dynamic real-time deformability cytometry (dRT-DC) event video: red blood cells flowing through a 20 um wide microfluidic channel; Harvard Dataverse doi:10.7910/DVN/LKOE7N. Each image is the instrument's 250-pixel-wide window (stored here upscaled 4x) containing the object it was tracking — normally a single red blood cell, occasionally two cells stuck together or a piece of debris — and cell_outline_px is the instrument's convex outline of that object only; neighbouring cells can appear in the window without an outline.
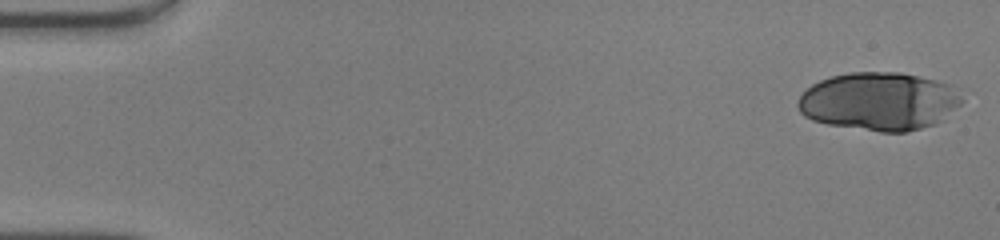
{"species": "human", "species_latin": "Homo sapiens", "temperature_condition": "warm", "stored_images_in_passage": 19, "camera_frame_rate_fps": 3000, "um_per_image_px": 0.085, "donor": {"sex": "male"}, "frame": {"image": 1, "passage_image": 1, "time_ms": 0.0, "image_size_px": [1000, 240], "cell_outline_px": [[968, 88], [964, 100], [960, 104], [936, 124], [908, 132], [880, 132], [828, 124], [812, 120], [804, 116], [800, 112], [796, 104], [800, 96], [812, 84], [820, 80], [832, 76], [848, 72], [900, 72], [920, 76]], "centroid_in_image_um": [74.82, 8.6], "position_along_channel_um": 10.2, "area_um2": 56.53}}
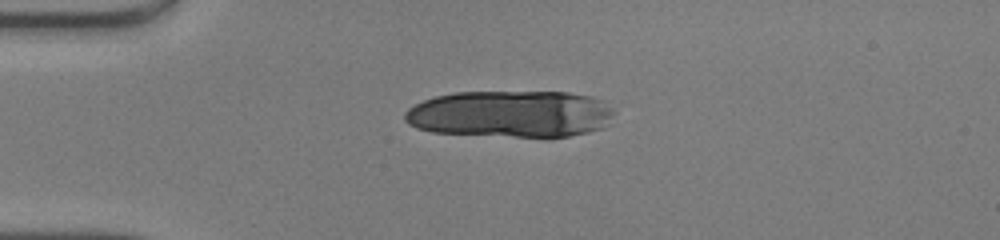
{"frame": {"image": 2, "passage_image": 12, "time_ms": 3.667, "image_size_px": [1000, 240], "cell_outline_px": [[616, 112], [604, 128], [588, 132], [548, 140], [432, 132], [416, 128], [408, 124], [404, 120], [404, 112], [408, 108], [424, 100], [436, 96], [456, 92], [568, 92], [592, 96], [604, 100]], "centroid_in_image_um": [43.45, 9.72], "position_along_channel_um": 41.6, "area_um2": 58.84}}